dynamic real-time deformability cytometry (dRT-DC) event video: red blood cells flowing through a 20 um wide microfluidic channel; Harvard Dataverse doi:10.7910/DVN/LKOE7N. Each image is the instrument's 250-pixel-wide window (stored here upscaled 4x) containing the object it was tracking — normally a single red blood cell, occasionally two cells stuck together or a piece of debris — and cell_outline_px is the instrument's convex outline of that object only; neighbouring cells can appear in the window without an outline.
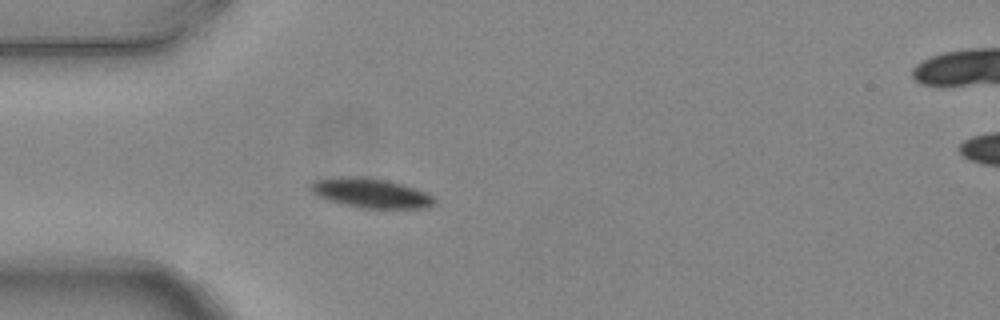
{"species": "common noctule bat (a hibernating species)", "species_latin": "Nyctalus noctula", "temperature_condition": "warm", "stored_images_in_passage": 5, "camera_frame_rate_fps": 3000, "um_per_image_px": 0.085, "animal": {"sex": "female", "body_mass_g": 24.6, "forearm_length_mm": 56.2}, "frame": {"image": 1, "passage_image": 3, "time_ms": 0.667, "image_size_px": [1000, 320], "cell_outline_px": [[436, 204], [424, 208], [360, 208], [340, 204], [316, 196], [308, 188], [308, 184], [312, 180], [352, 176], [368, 176], [388, 180], [416, 188], [432, 196], [436, 200]], "centroid_in_image_um": [31.47, 16.4], "position_along_channel_um": 53.5, "area_um2": 21.68}}